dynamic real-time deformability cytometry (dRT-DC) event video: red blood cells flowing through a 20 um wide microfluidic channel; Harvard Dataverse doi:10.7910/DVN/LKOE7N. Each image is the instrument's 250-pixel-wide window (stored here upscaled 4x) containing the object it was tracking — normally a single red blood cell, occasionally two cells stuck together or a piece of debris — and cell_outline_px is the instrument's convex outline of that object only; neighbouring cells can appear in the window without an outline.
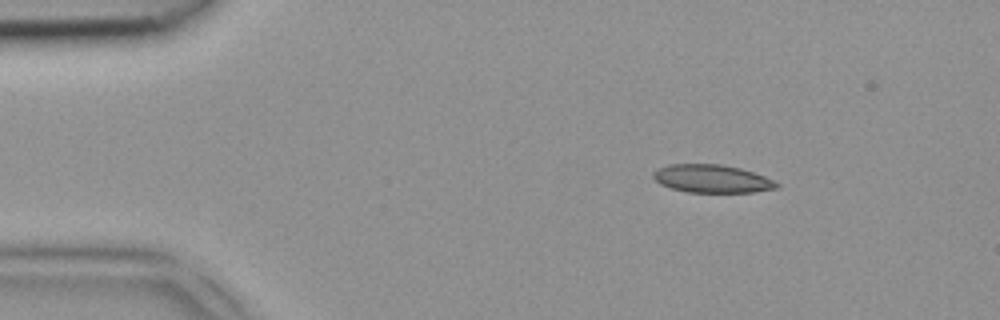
{"species": "common noctule bat (a hibernating species)", "species_latin": "Nyctalus noctula", "temperature_condition": "room temperature", "stored_images_in_passage": 4, "camera_frame_rate_fps": 3000, "um_per_image_px": 0.085, "animal": {"sex": "female", "body_mass_g": 18.4}, "frame": {"image": 1, "passage_image": 1, "time_ms": 0.0, "image_size_px": [1000, 320], "cell_outline_px": [[780, 184], [776, 188], [752, 192], [688, 192], [672, 188], [660, 184], [652, 176], [652, 172], [668, 164], [720, 164], [740, 168], [764, 176]], "centroid_in_image_um": [60.49, 15.18], "position_along_channel_um": 24.5, "area_um2": 19.94}}
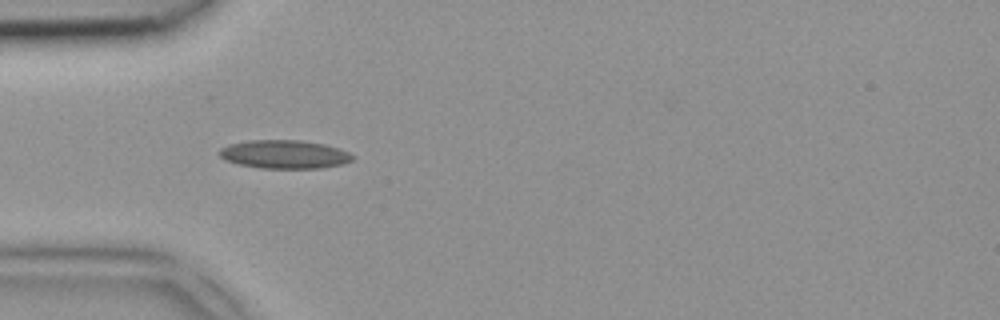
{"frame": {"image": 2, "passage_image": 3, "time_ms": 0.667, "image_size_px": [1000, 320], "cell_outline_px": [[356, 156], [352, 160], [344, 164], [320, 168], [260, 168], [240, 164], [228, 160], [220, 156], [216, 152], [220, 148], [228, 144], [248, 140], [300, 140], [324, 144], [348, 152]], "centroid_in_image_um": [24.17, 13.11], "position_along_channel_um": 60.8, "area_um2": 22.08}}